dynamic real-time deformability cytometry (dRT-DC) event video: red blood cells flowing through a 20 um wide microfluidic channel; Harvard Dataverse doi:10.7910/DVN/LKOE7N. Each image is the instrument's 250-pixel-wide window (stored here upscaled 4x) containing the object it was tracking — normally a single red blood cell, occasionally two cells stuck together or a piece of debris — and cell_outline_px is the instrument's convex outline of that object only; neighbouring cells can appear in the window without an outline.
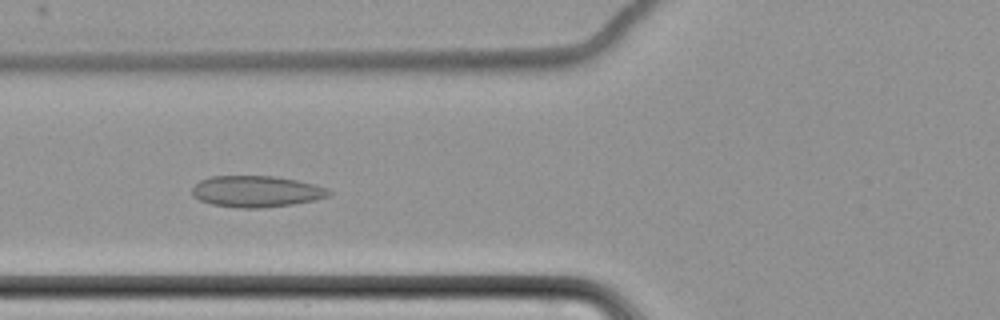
{"species": "common noctule bat (a hibernating species)", "species_latin": "Nyctalus noctula", "temperature_condition": "cold", "stored_images_in_passage": 2, "camera_frame_rate_fps": 3000, "um_per_image_px": 0.085, "animal": {"sex": "female", "body_mass_g": 22.7, "forearm_length_mm": 54.2}, "frame": {"image": 1, "passage_image": 2, "time_ms": 1.333, "image_size_px": [1000, 320], "cell_outline_px": [[332, 192], [328, 196], [316, 200], [292, 204], [260, 208], [236, 208], [212, 204], [200, 200], [192, 196], [192, 188], [200, 180], [212, 176], [276, 176], [300, 180], [316, 184]], "centroid_in_image_um": [21.79, 16.27], "position_along_channel_um": 104.0, "area_um2": 25.09}}